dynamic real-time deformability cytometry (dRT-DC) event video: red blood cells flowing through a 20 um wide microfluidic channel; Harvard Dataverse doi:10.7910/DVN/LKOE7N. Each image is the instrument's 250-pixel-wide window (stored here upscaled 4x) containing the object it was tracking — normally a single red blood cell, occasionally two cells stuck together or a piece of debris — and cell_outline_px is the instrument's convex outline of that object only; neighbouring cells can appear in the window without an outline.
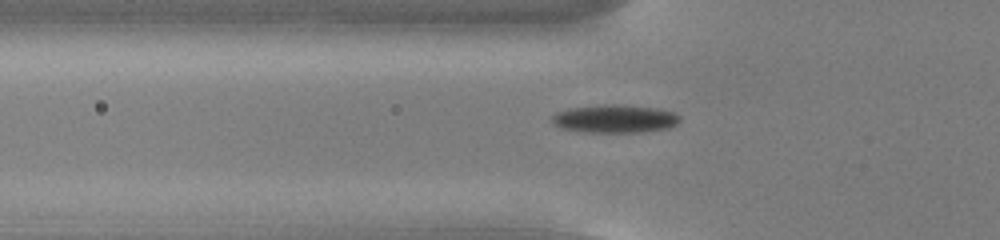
{"species": "common noctule bat (a hibernating species)", "species_latin": "Nyctalus noctula", "temperature_condition": "cold", "stored_images_in_passage": 45, "camera_frame_rate_fps": 3000, "um_per_image_px": 0.085, "animal": {"sex": "male", "body_mass_g": 13.0, "forearm_length_mm": 53.1}, "frame": {"image": 1, "passage_image": 9, "time_ms": 2.667, "image_size_px": [1000, 240], "cell_outline_px": [[680, 120], [676, 124], [668, 128], [640, 132], [584, 132], [560, 128], [552, 124], [552, 116], [556, 112], [572, 108], [604, 104], [616, 104], [660, 108], [676, 112], [680, 116]], "centroid_in_image_um": [52.28, 10.09], "position_along_channel_um": 73.5, "area_um2": 21.1}}
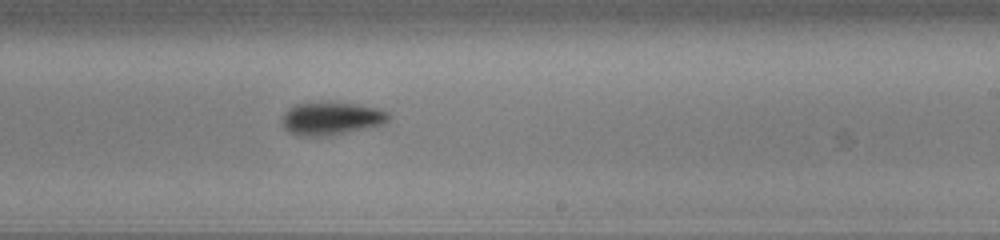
{"frame": {"image": 2, "passage_image": 24, "time_ms": 7.667, "image_size_px": [1000, 240], "cell_outline_px": [[392, 116], [384, 124], [328, 136], [296, 136], [288, 132], [284, 128], [280, 120], [284, 112], [288, 108], [296, 104], [360, 104], [380, 108], [388, 112]], "centroid_in_image_um": [28.15, 10.1], "position_along_channel_um": 260.8, "area_um2": 20.35}}
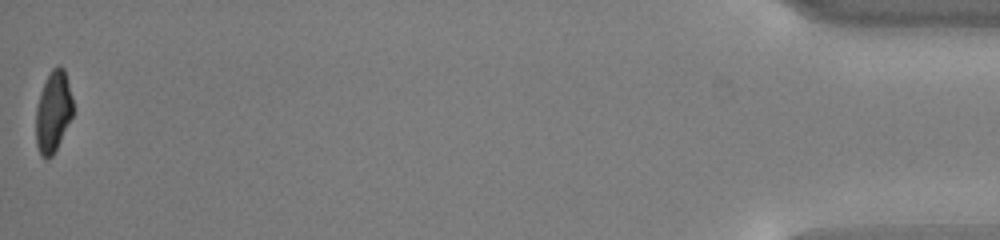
{"frame": {"image": 3, "passage_image": 45, "time_ms": 14.667, "image_size_px": [1000, 240], "cell_outline_px": [[72, 116], [52, 156], [48, 160], [40, 156], [36, 144], [36, 108], [40, 92], [52, 68], [56, 64], [60, 64], [64, 68], [72, 96]], "centroid_in_image_um": [4.51, 9.49], "position_along_channel_um": 430.7, "area_um2": 17.46}, "authors_computed_cell_mechanics": {"area_um2": 19.4208, "velocity_mm_per_s": 3.7493, "shape_relaxation_time_tau1_ms": 2.1411, "shape_relaxation_time_tau2_ms": null, "deformation_change_tau1": 0.0919, "deformation_change_tau2": null}}